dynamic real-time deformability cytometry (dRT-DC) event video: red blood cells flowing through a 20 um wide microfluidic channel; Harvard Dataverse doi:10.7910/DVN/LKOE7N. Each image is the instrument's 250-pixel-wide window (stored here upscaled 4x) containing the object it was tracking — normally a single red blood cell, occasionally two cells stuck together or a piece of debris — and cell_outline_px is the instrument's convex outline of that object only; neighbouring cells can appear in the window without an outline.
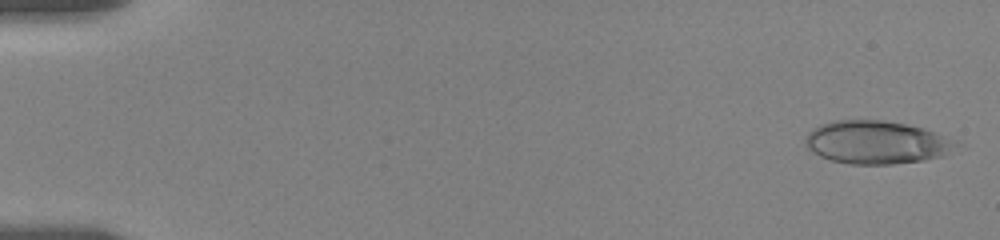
{"species": "human", "species_latin": "Homo sapiens", "temperature_condition": "room temperature", "stored_images_in_passage": 70, "camera_frame_rate_fps": 3000, "um_per_image_px": 0.085, "donor": {"sex": "female"}, "frame": {"image": 1, "passage_image": 2, "time_ms": 0.333, "image_size_px": [1000, 240], "cell_outline_px": [[960, 144], [940, 156], [924, 160], [892, 164], [852, 164], [832, 160], [820, 156], [812, 152], [804, 144], [804, 140], [808, 132], [812, 128], [820, 124], [836, 120], [884, 120], [924, 128]], "centroid_in_image_um": [74.42, 12.09], "position_along_channel_um": 10.6, "area_um2": 37.45}}
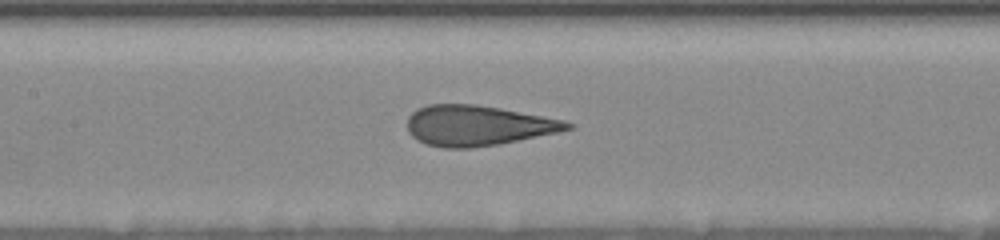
{"frame": {"image": 2, "passage_image": 30, "time_ms": 9.0, "image_size_px": [1000, 240], "cell_outline_px": [[572, 128], [556, 132], [496, 144], [468, 148], [444, 148], [424, 144], [416, 140], [408, 132], [408, 116], [412, 112], [428, 104], [476, 104], [500, 108], [564, 120], [572, 124]], "centroid_in_image_um": [40.53, 10.67], "position_along_channel_um": 166.9, "area_um2": 37.22}}
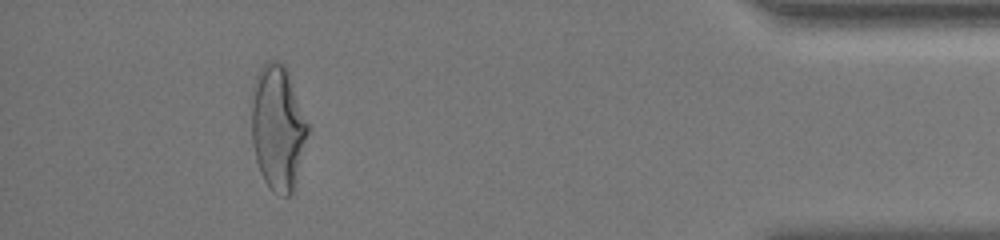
{"frame": {"image": 3, "passage_image": 63, "time_ms": 17.333, "image_size_px": [1000, 240], "cell_outline_px": [[308, 132], [292, 192], [288, 196], [284, 196], [272, 192], [268, 188], [260, 172], [256, 160], [252, 144], [248, 96], [252, 84], [260, 68], [268, 60], [280, 60], [284, 64], [288, 72], [308, 124]], "centroid_in_image_um": [23.53, 10.79], "position_along_channel_um": 411.7, "area_um2": 41.56}, "authors_computed_cell_mechanics": {"area_um2": 37.7434, "velocity_mm_per_s": 3.5113, "shape_relaxation_time_tau1_ms": 6.3559, "shape_relaxation_time_tau2_ms": 0.801, "deformation_change_tau1": 0.2029, "deformation_change_tau2": 0.0836}}